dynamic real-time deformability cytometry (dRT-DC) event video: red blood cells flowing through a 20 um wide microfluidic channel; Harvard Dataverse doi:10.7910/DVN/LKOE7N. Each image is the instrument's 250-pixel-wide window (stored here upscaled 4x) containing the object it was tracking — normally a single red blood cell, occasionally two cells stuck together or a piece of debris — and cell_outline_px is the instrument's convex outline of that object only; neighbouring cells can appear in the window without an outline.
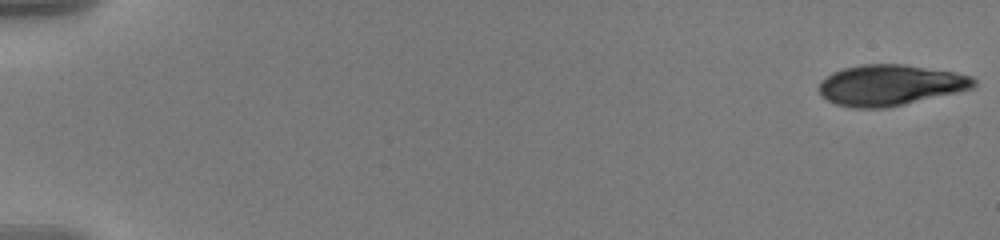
{"species": "human", "species_latin": "Homo sapiens", "temperature_condition": "warm", "stored_images_in_passage": 57, "camera_frame_rate_fps": 3000, "um_per_image_px": 0.085, "donor": {"sex": "male"}, "frame": {"image": 1, "passage_image": 1, "time_ms": 0.0, "image_size_px": [1000, 240], "cell_outline_px": [[976, 84], [972, 88], [960, 92], [904, 104], [884, 108], [856, 108], [836, 104], [820, 96], [816, 88], [820, 80], [832, 72], [844, 68], [860, 64], [904, 64], [952, 72], [972, 76], [976, 80]], "centroid_in_image_um": [75.62, 7.23], "position_along_channel_um": 9.4, "area_um2": 37.05}}
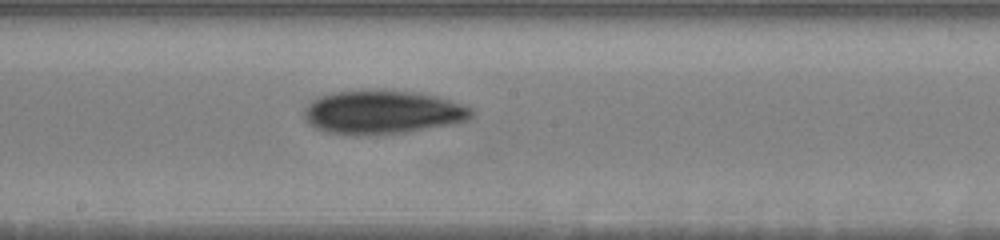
{"frame": {"image": 2, "passage_image": 33, "time_ms": 10.667, "image_size_px": [1000, 240], "cell_outline_px": [[476, 116], [468, 120], [456, 124], [404, 132], [356, 136], [352, 136], [324, 132], [308, 124], [304, 120], [304, 108], [312, 100], [320, 96], [336, 92], [360, 88], [364, 88], [420, 92], [436, 96], [464, 104], [476, 108]], "centroid_in_image_um": [32.55, 9.52], "position_along_channel_um": 215.7, "area_um2": 43.93}}
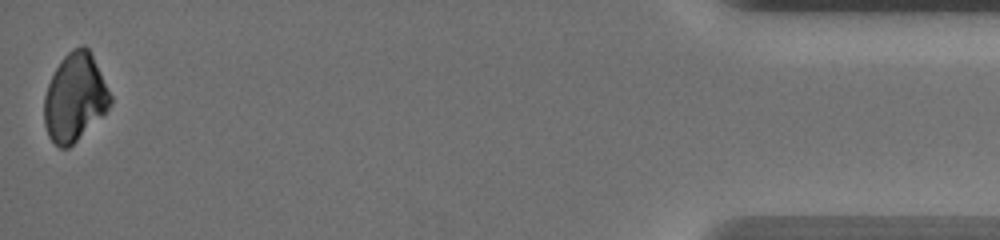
{"frame": {"image": 3, "passage_image": 57, "time_ms": 18.667, "image_size_px": [1000, 240], "cell_outline_px": [[112, 104], [68, 148], [60, 148], [48, 136], [44, 124], [44, 96], [48, 84], [60, 60], [72, 48], [84, 44], [88, 48], [112, 96]], "centroid_in_image_um": [6.34, 8.26], "position_along_channel_um": 428.9, "area_um2": 33.35}, "authors_computed_cell_mechanics": {"area_um2": 39.593, "velocity_mm_per_s": 3.599, "shape_relaxation_time_tau1_ms": 3.3454, "shape_relaxation_time_tau2_ms": null, "deformation_change_tau1": 0.1017, "deformation_change_tau2": null}}